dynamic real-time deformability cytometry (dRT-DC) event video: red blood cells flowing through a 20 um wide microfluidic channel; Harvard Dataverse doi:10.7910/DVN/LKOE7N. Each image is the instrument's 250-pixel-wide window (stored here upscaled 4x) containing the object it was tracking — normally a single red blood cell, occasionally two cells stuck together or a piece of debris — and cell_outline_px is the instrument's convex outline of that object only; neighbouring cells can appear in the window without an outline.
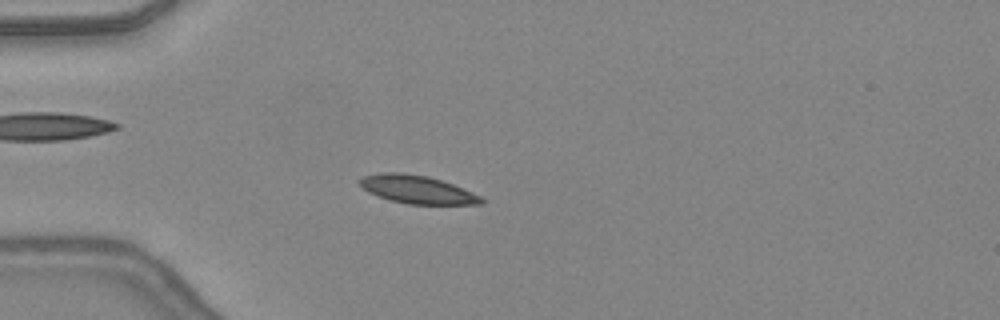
{"species": "common noctule bat (a hibernating species)", "species_latin": "Nyctalus noctula", "temperature_condition": "warm", "stored_images_in_passage": 48, "camera_frame_rate_fps": 3000, "um_per_image_px": 0.085, "animal": {"sex": "female", "body_mass_g": 24.6, "forearm_length_mm": 56.2}, "frame": {"image": 1, "passage_image": 14, "time_ms": 4.333, "image_size_px": [1000, 320], "cell_outline_px": [[484, 204], [408, 204], [392, 200], [368, 192], [356, 180], [364, 176], [380, 172], [400, 172], [428, 176], [452, 184], [472, 192], [480, 196], [484, 200]], "centroid_in_image_um": [35.44, 16.09], "position_along_channel_um": 49.6, "area_um2": 19.71}}
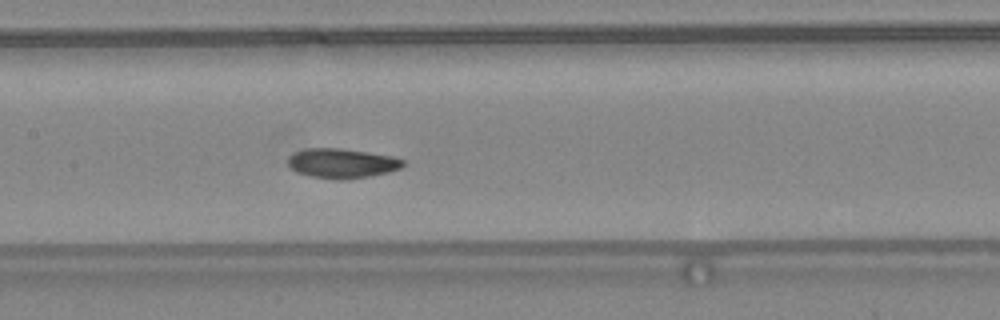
{"frame": {"image": 2, "passage_image": 24, "time_ms": 7.667, "image_size_px": [1000, 320], "cell_outline_px": [[404, 164], [400, 168], [388, 172], [368, 176], [344, 180], [340, 180], [312, 176], [296, 172], [288, 164], [288, 156], [292, 152], [308, 148], [340, 148], [368, 152], [392, 156], [404, 160]], "centroid_in_image_um": [29.04, 13.87], "position_along_channel_um": 178.4, "area_um2": 19.83}}
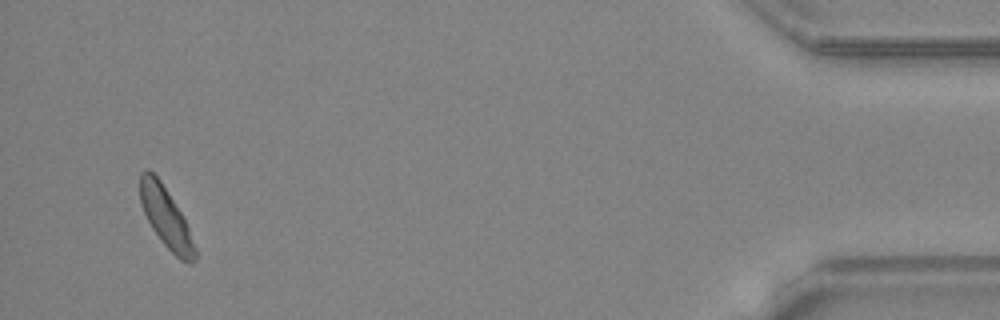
{"frame": {"image": 3, "passage_image": 46, "time_ms": 15.0, "image_size_px": [1000, 320], "cell_outline_px": [[196, 260], [192, 264], [188, 264], [180, 260], [164, 244], [152, 228], [140, 204], [140, 172], [144, 168], [148, 168], [160, 180], [180, 212], [188, 228], [196, 248]], "centroid_in_image_um": [14.09, 18.49], "position_along_channel_um": 421.1, "area_um2": 19.02}, "authors_computed_cell_mechanics": {"area_um2": 19.2763, "velocity_mm_per_s": 4.3771, "shape_relaxation_time_tau1_ms": 2.0435, "shape_relaxation_time_tau2_ms": null, "deformation_change_tau1": 0.1045, "deformation_change_tau2": null}}